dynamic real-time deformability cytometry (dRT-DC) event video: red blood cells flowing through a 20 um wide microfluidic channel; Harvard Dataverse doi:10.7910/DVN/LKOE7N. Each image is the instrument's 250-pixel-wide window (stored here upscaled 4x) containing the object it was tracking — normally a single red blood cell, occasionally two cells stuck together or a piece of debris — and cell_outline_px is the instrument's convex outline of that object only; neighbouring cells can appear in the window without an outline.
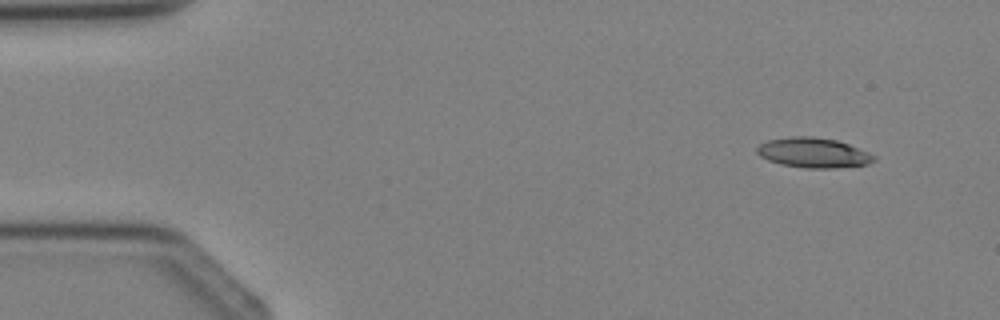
{"species": "Egyptian fruit bat (a non-hibernating species)", "species_latin": "Rousettus aegyptiacus", "temperature_condition": "cold", "stored_images_in_passage": 4, "segment_of_instrument_passage": [1, 2], "camera_frame_rate_fps": 3000, "um_per_image_px": 0.085, "animal": {"sex": "female"}, "frame": {"image": 1, "passage_image": 1, "time_ms": 0.0, "image_size_px": [1000, 320], "cell_outline_px": [[876, 160], [868, 164], [836, 168], [804, 168], [780, 164], [768, 160], [760, 156], [756, 152], [756, 148], [760, 144], [768, 140], [792, 136], [812, 136], [836, 140], [848, 144], [868, 152], [876, 156]], "centroid_in_image_um": [69.13, 12.99], "position_along_channel_um": 15.9, "area_um2": 20.46}}
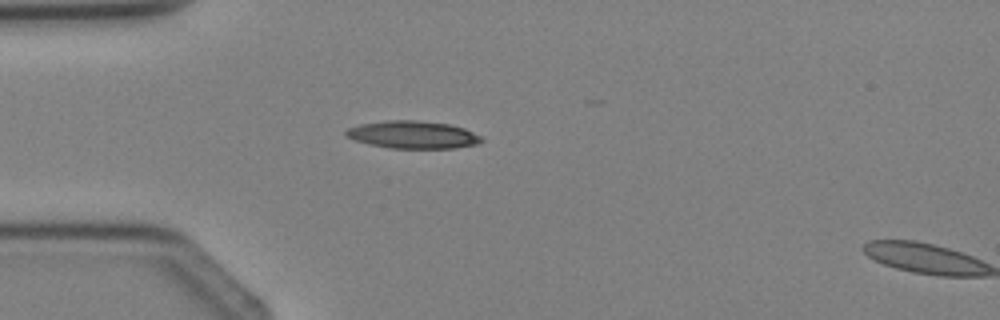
{"frame": {"image": 2, "passage_image": 3, "time_ms": 2.333, "image_size_px": [1000, 320], "cell_outline_px": [[484, 140], [476, 144], [456, 148], [388, 148], [368, 144], [356, 140], [348, 136], [344, 132], [348, 128], [360, 124], [388, 120], [416, 120], [448, 124], [464, 128], [480, 136]], "centroid_in_image_um": [35.09, 11.45], "position_along_channel_um": 49.9, "area_um2": 21.62}}